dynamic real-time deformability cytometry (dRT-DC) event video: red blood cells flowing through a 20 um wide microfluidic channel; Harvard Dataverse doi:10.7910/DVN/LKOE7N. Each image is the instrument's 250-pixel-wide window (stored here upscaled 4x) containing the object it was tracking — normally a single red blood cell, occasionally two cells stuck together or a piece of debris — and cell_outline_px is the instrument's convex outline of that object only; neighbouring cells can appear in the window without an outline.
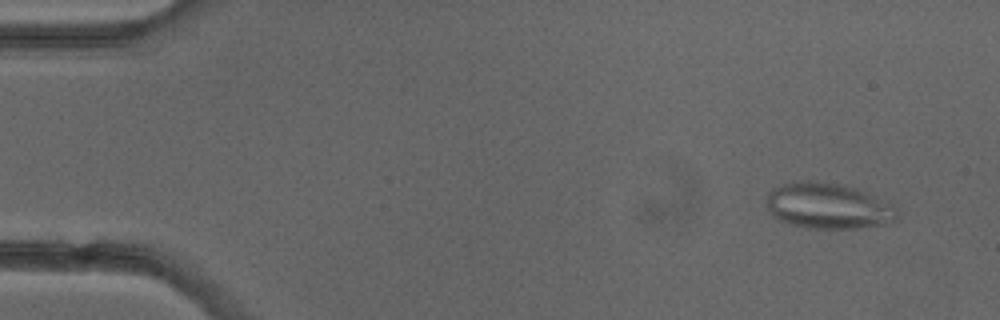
{"species": "common noctule bat (a hibernating species)", "species_latin": "Nyctalus noctula", "temperature_condition": "cold", "stored_images_in_passage": 4, "camera_frame_rate_fps": 3000, "um_per_image_px": 0.085, "animal": {"sex": "female"}, "frame": {"image": 1, "passage_image": 1, "time_ms": 0.0, "image_size_px": [1000, 320], "cell_outline_px": [[896, 216], [888, 224], [860, 228], [808, 228], [792, 224], [780, 220], [772, 216], [768, 208], [768, 192], [772, 188], [784, 184], [800, 180], [812, 180], [844, 184], [868, 192], [892, 204], [896, 208]], "centroid_in_image_um": [70.39, 17.49], "position_along_channel_um": 14.6, "area_um2": 34.97}}